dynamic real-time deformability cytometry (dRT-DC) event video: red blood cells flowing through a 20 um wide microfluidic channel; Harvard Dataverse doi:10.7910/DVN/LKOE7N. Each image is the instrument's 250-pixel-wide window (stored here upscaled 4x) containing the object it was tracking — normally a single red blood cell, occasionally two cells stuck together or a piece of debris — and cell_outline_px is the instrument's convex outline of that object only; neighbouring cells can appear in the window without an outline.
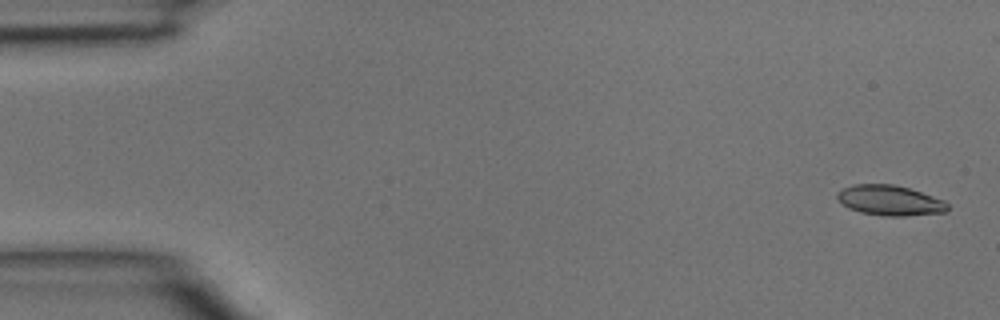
{"species": "common noctule bat (a hibernating species)", "species_latin": "Nyctalus noctula", "temperature_condition": "room temperature", "stored_images_in_passage": 4, "camera_frame_rate_fps": 3000, "um_per_image_px": 0.085, "animal": {"sex": "male", "body_mass_g": 15.6}, "frame": {"image": 1, "passage_image": 1, "time_ms": 0.0, "image_size_px": [1000, 320], "cell_outline_px": [[948, 208], [944, 212], [904, 216], [884, 216], [860, 212], [848, 208], [836, 196], [836, 192], [852, 184], [892, 184], [908, 188], [944, 200], [948, 204]], "centroid_in_image_um": [75.61, 17.03], "position_along_channel_um": 9.4, "area_um2": 19.25}}
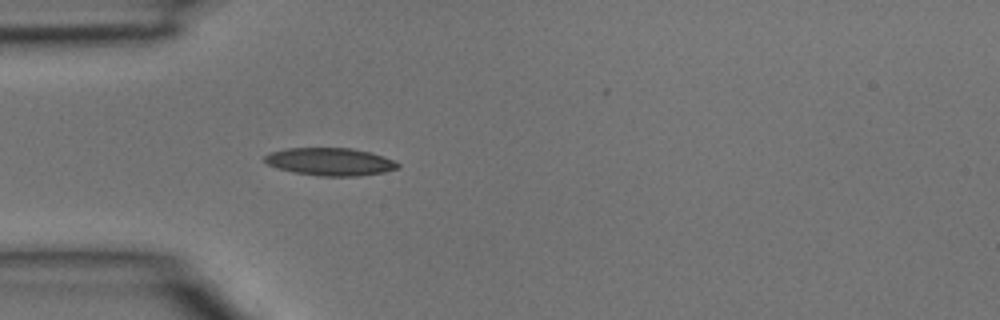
{"frame": {"image": 2, "passage_image": 4, "time_ms": 1.0, "image_size_px": [1000, 320], "cell_outline_px": [[400, 168], [384, 172], [360, 176], [320, 176], [296, 172], [280, 168], [268, 164], [264, 160], [264, 156], [272, 152], [288, 148], [352, 148], [372, 152], [384, 156], [400, 164]], "centroid_in_image_um": [28.13, 13.74], "position_along_channel_um": 56.9, "area_um2": 21.39}}